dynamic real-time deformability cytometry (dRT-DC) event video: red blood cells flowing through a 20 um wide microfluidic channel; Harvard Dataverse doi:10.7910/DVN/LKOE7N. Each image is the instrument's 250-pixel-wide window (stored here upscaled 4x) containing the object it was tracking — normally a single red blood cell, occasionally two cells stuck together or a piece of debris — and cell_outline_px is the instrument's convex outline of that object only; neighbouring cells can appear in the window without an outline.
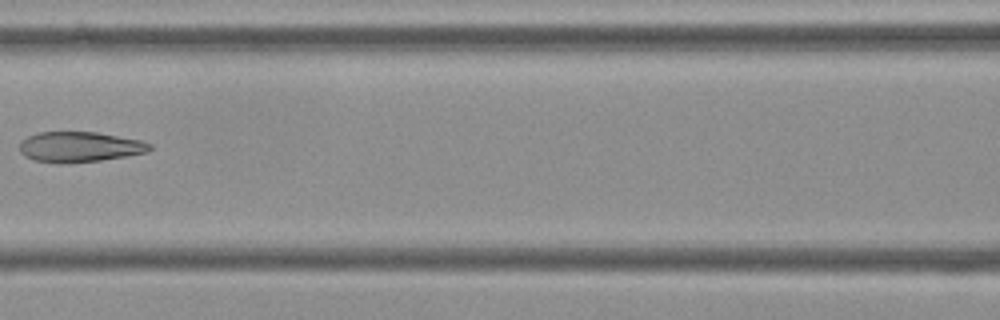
{"species": "Egyptian fruit bat (a non-hibernating species)", "species_latin": "Rousettus aegyptiacus", "temperature_condition": "cold", "stored_images_in_passage": 7, "camera_frame_rate_fps": 3000, "um_per_image_px": 0.085, "frame": {"image": 1, "passage_image": 7, "time_ms": 2.0, "image_size_px": [1000, 320], "cell_outline_px": [[152, 148], [148, 152], [128, 156], [100, 160], [60, 164], [56, 164], [32, 160], [24, 156], [20, 152], [20, 140], [36, 132], [96, 132], [140, 140], [152, 144]], "centroid_in_image_um": [6.73, 12.49], "position_along_channel_um": 159.9, "area_um2": 23.29}}